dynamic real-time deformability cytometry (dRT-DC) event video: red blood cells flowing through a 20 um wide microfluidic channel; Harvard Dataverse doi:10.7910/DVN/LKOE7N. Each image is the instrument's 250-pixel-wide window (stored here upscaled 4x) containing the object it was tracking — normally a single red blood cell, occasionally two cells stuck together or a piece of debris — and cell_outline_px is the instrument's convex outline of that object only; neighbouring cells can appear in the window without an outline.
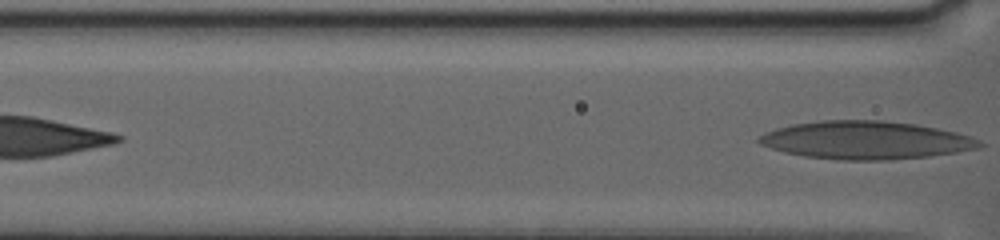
{"species": "human", "species_latin": "Homo sapiens", "temperature_condition": "warm", "stored_images_in_passage": 5, "segment_of_instrument_passage": [2, 2], "camera_frame_rate_fps": 3000, "um_per_image_px": 0.085, "donor": {"sex": "female"}, "frame": {"image": 1, "passage_image": 5, "time_ms": 3.667, "image_size_px": [1000, 240], "cell_outline_px": [[984, 144], [980, 148], [956, 152], [928, 156], [888, 160], [840, 160], [804, 156], [784, 152], [760, 144], [756, 140], [756, 136], [764, 132], [776, 128], [792, 124], [824, 120], [884, 120], [916, 124], [956, 132], [980, 140]], "centroid_in_image_um": [73.56, 11.91], "position_along_channel_um": 93.0, "area_um2": 48.96}}